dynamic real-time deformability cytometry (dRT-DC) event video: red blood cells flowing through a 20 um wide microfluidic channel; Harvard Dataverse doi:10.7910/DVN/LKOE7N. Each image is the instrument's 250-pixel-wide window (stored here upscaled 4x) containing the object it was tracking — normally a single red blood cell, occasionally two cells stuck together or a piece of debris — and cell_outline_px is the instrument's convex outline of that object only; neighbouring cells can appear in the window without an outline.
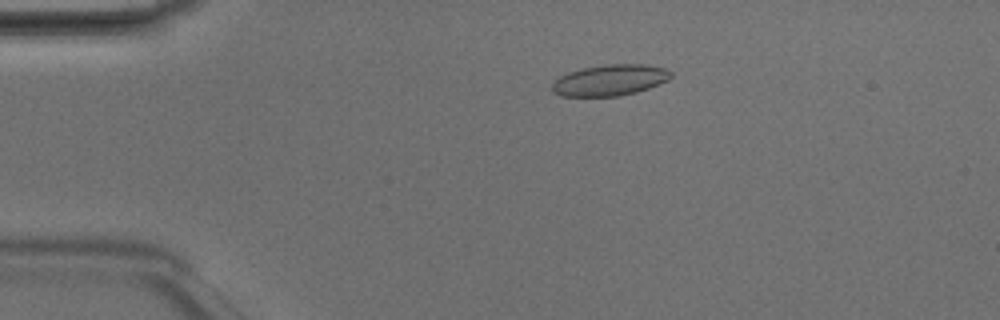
{"species": "Egyptian fruit bat (a non-hibernating species)", "species_latin": "Rousettus aegyptiacus", "temperature_condition": "room temperature", "stored_images_in_passage": 48, "camera_frame_rate_fps": 3000, "um_per_image_px": 0.085, "animal": {"sex": "male"}, "frame": {"image": 1, "passage_image": 10, "time_ms": 3.0, "image_size_px": [1000, 320], "cell_outline_px": [[672, 76], [668, 80], [648, 88], [636, 92], [620, 96], [560, 96], [552, 92], [552, 84], [560, 76], [568, 72], [584, 68], [604, 64], [644, 64], [664, 68], [672, 72]], "centroid_in_image_um": [51.84, 6.81], "position_along_channel_um": 33.2, "area_um2": 21.5}}
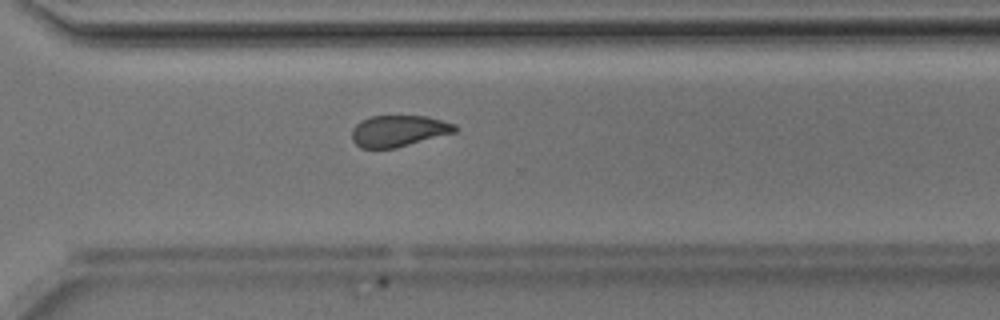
{"frame": {"image": 2, "passage_image": 35, "time_ms": 11.333, "image_size_px": [1000, 320], "cell_outline_px": [[460, 128], [456, 132], [396, 148], [360, 148], [352, 140], [352, 128], [360, 120], [372, 116], [424, 116], [456, 124]], "centroid_in_image_um": [33.88, 11.13], "position_along_channel_um": 336.7, "area_um2": 18.9}}
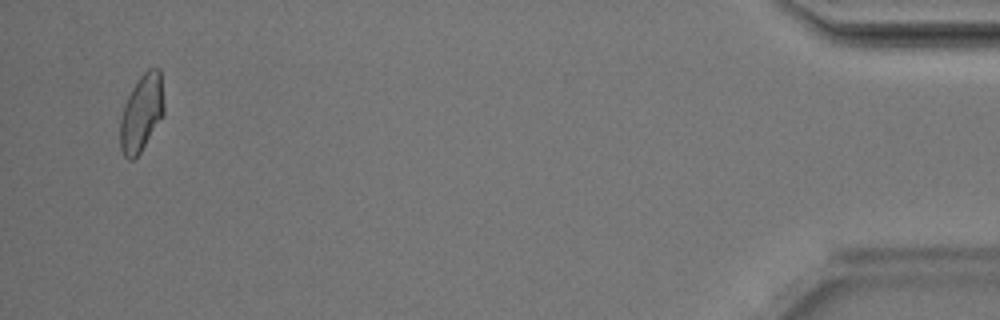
{"frame": {"image": 3, "passage_image": 47, "time_ms": 15.333, "image_size_px": [1000, 320], "cell_outline_px": [[164, 112], [140, 152], [132, 160], [128, 160], [124, 156], [120, 148], [120, 120], [124, 104], [132, 88], [140, 76], [148, 68], [160, 68], [164, 108]], "centroid_in_image_um": [12.01, 9.58], "position_along_channel_um": 423.2, "area_um2": 19.36}, "authors_computed_cell_mechanics": {"area_um2": 20.4323, "velocity_mm_per_s": 4.1927, "shape_relaxation_time_tau1_ms": 3.9402, "shape_relaxation_time_tau2_ms": 1.839, "deformation_change_tau1": 0.1014, "deformation_change_tau2": 0.0611}}